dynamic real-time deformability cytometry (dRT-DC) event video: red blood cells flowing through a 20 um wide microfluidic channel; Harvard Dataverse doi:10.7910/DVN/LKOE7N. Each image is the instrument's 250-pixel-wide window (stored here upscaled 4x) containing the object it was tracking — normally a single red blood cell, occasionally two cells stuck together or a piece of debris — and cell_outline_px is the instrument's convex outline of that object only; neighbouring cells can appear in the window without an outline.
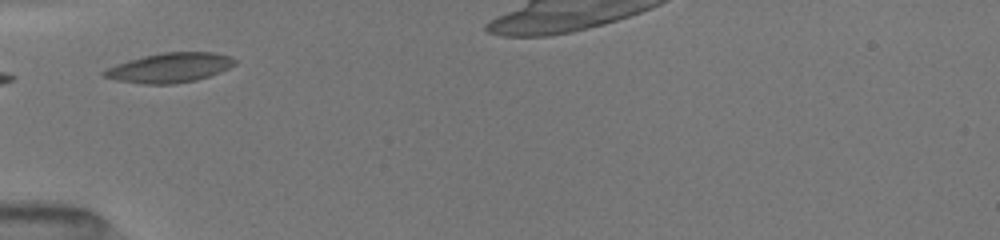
{"species": "common noctule bat (a hibernating species)", "species_latin": "Nyctalus noctula", "temperature_condition": "room temperature", "stored_images_in_passage": 21, "camera_frame_rate_fps": 3000, "um_per_image_px": 0.085, "animal": {"sex": "female", "body_mass_g": 19.5, "forearm_length_mm": 54.1}, "frame": {"image": 1, "passage_image": 1, "time_ms": 0.0, "image_size_px": [1000, 240], "cell_outline_px": [[236, 64], [220, 72], [196, 80], [176, 84], [144, 84], [116, 80], [100, 76], [100, 72], [116, 64], [128, 60], [160, 52], [216, 52], [232, 56], [236, 60]], "centroid_in_image_um": [14.42, 5.75], "position_along_channel_um": 70.6, "area_um2": 22.77}}